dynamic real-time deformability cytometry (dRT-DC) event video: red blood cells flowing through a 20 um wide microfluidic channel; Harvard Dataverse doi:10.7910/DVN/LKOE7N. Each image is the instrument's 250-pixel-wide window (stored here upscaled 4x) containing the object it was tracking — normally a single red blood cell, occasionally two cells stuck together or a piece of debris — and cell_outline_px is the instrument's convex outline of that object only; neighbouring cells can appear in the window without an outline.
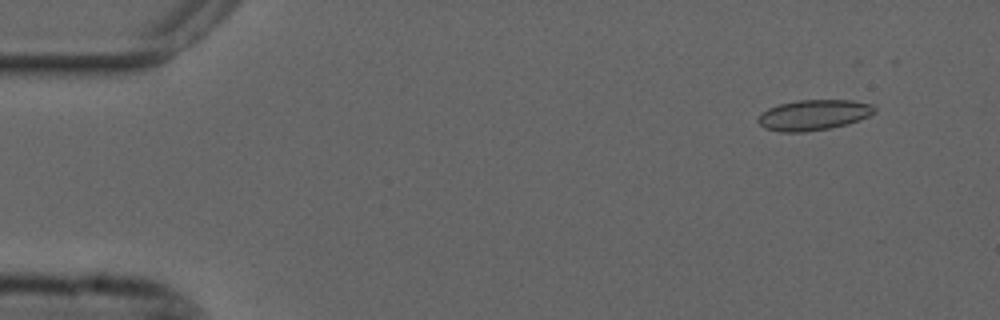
{"species": "common noctule bat (a hibernating species)", "species_latin": "Nyctalus noctula", "temperature_condition": "cold", "stored_images_in_passage": 55, "camera_frame_rate_fps": 3000, "um_per_image_px": 0.085, "animal": {"sex": "male", "forearm_length_mm": 52.5}, "frame": {"image": 1, "passage_image": 5, "time_ms": 1.333, "image_size_px": [1000, 320], "cell_outline_px": [[876, 112], [860, 120], [848, 124], [832, 128], [804, 132], [780, 132], [764, 128], [756, 120], [760, 112], [768, 108], [780, 104], [800, 100], [852, 100], [872, 104], [876, 108]], "centroid_in_image_um": [69.16, 9.78], "position_along_channel_um": 15.8, "area_um2": 20.92}}
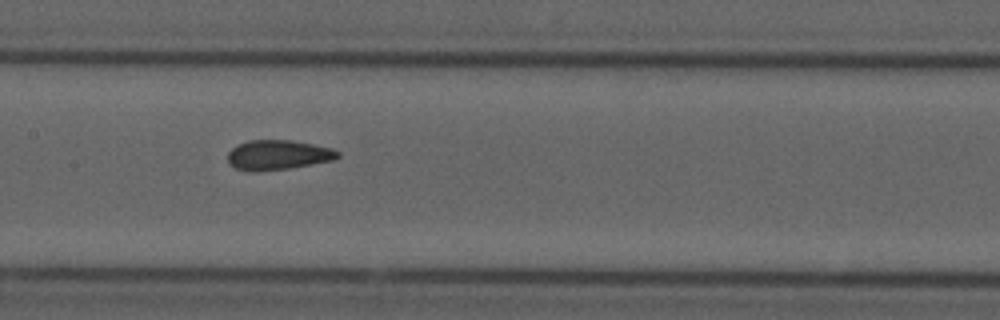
{"frame": {"image": 2, "passage_image": 27, "time_ms": 8.667, "image_size_px": [1000, 320], "cell_outline_px": [[340, 156], [332, 160], [312, 164], [288, 168], [236, 168], [228, 164], [228, 152], [236, 144], [248, 140], [292, 140], [332, 148], [340, 152]], "centroid_in_image_um": [23.66, 13.11], "position_along_channel_um": 183.7, "area_um2": 18.38}}
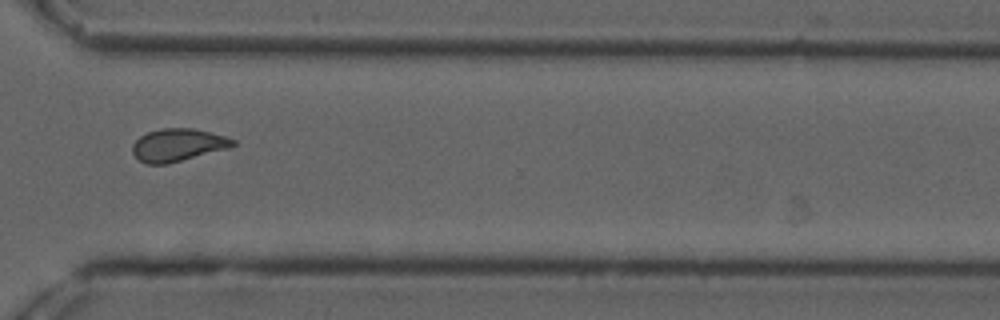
{"frame": {"image": 3, "passage_image": 41, "time_ms": 13.333, "image_size_px": [1000, 320], "cell_outline_px": [[236, 144], [232, 148], [168, 164], [148, 164], [140, 160], [132, 152], [132, 144], [140, 136], [148, 132], [160, 128], [192, 128], [224, 136], [236, 140]], "centroid_in_image_um": [15.15, 12.33], "position_along_channel_um": 355.5, "area_um2": 19.25}, "authors_computed_cell_mechanics": {"area_um2": 19.5364, "velocity_mm_per_s": 3.6861, "shape_relaxation_time_tau1_ms": null, "shape_relaxation_time_tau2_ms": 1.4441, "deformation_change_tau1": null, "deformation_change_tau2": 0.0623}}